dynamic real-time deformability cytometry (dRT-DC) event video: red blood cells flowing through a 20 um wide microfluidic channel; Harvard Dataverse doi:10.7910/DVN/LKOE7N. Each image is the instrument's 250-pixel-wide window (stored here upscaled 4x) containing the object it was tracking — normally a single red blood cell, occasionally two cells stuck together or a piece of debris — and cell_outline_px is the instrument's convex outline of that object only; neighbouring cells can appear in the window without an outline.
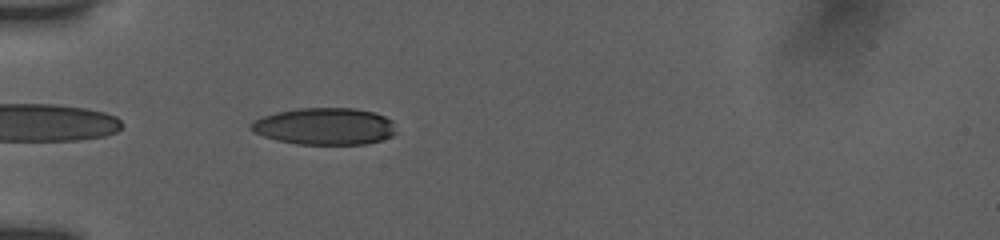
{"species": "human", "species_latin": "Homo sapiens", "temperature_condition": "room temperature", "stored_images_in_passage": 6, "camera_frame_rate_fps": 3000, "um_per_image_px": 0.085, "donor": {"sex": "female"}, "frame": {"image": 1, "passage_image": 2, "time_ms": 0.333, "image_size_px": [1000, 240], "cell_outline_px": [[396, 132], [392, 136], [380, 140], [364, 144], [296, 144], [276, 140], [252, 132], [248, 128], [248, 124], [252, 120], [276, 112], [300, 108], [356, 108], [372, 112], [384, 116], [392, 120]], "centroid_in_image_um": [27.55, 10.73], "position_along_channel_um": 57.4, "area_um2": 31.39}}
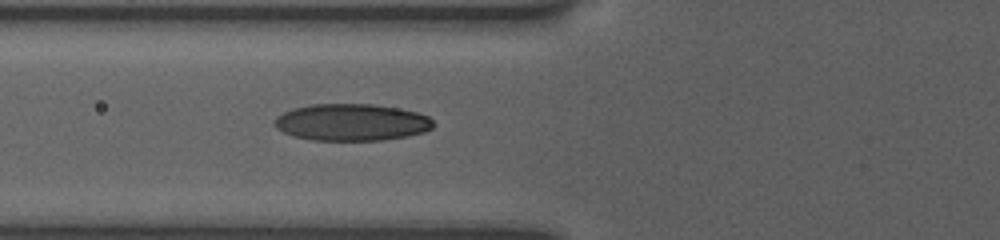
{"frame": {"image": 2, "passage_image": 6, "time_ms": 1.667, "image_size_px": [1000, 240], "cell_outline_px": [[436, 124], [432, 128], [424, 132], [408, 136], [384, 140], [312, 140], [292, 136], [276, 128], [272, 124], [276, 116], [292, 108], [312, 104], [372, 104], [396, 108], [416, 112], [428, 116]], "centroid_in_image_um": [29.86, 10.4], "position_along_channel_um": 95.9, "area_um2": 34.33}}